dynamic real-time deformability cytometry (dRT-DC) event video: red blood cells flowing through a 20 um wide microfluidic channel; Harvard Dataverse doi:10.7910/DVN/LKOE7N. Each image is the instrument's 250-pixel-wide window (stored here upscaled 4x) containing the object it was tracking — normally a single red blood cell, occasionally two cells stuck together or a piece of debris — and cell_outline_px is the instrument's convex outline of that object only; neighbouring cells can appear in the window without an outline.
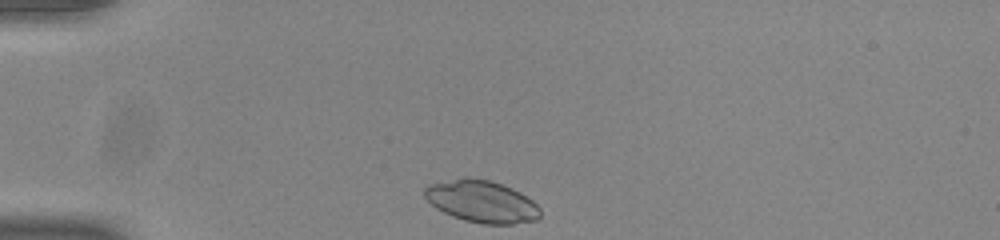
{"species": "common noctule bat (a hibernating species)", "species_latin": "Nyctalus noctula", "temperature_condition": "room temperature", "stored_images_in_passage": 32, "camera_frame_rate_fps": 3000, "um_per_image_px": 0.085, "animal": {"sex": "male", "body_mass_g": 20.0, "forearm_length_mm": 53.3}, "frame": {"image": 1, "passage_image": 1, "time_ms": 0.0, "image_size_px": [1000, 240], "cell_outline_px": [[540, 216], [536, 220], [512, 224], [484, 224], [464, 220], [452, 216], [436, 208], [424, 196], [424, 188], [428, 184], [456, 180], [488, 180], [512, 188], [520, 192], [532, 200], [540, 208]], "centroid_in_image_um": [40.97, 17.17], "position_along_channel_um": 44.0, "area_um2": 27.63}}
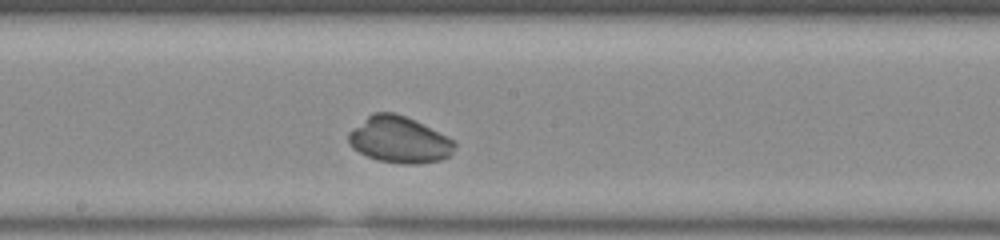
{"frame": {"image": 2, "passage_image": 17, "time_ms": 5.333, "image_size_px": [1000, 240], "cell_outline_px": [[456, 144], [452, 152], [448, 156], [440, 160], [416, 164], [404, 164], [376, 160], [352, 148], [348, 144], [348, 132], [372, 112], [396, 112], [448, 136], [456, 140]], "centroid_in_image_um": [33.92, 11.88], "position_along_channel_um": 214.3, "area_um2": 28.73}}
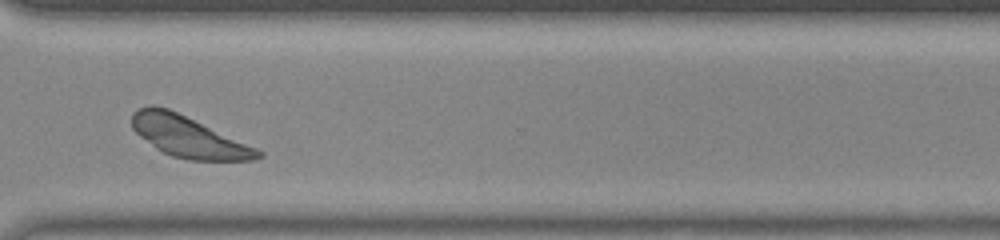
{"frame": {"image": 3, "passage_image": 28, "time_ms": 9.0, "image_size_px": [1000, 240], "cell_outline_px": [[264, 156], [252, 160], [188, 160], [172, 156], [156, 148], [140, 136], [132, 128], [132, 112], [136, 108], [152, 104], [168, 108], [256, 148], [264, 152]], "centroid_in_image_um": [15.98, 11.61], "position_along_channel_um": 354.6, "area_um2": 29.82}, "authors_computed_cell_mechanics": {"area_um2": 29.7959, "velocity_mm_per_s": 3.814, "shape_relaxation_time_tau1_ms": 3.9286, "shape_relaxation_time_tau2_ms": 5.915, "deformation_change_tau1": 0.2786, "deformation_change_tau2": 0.1742}}